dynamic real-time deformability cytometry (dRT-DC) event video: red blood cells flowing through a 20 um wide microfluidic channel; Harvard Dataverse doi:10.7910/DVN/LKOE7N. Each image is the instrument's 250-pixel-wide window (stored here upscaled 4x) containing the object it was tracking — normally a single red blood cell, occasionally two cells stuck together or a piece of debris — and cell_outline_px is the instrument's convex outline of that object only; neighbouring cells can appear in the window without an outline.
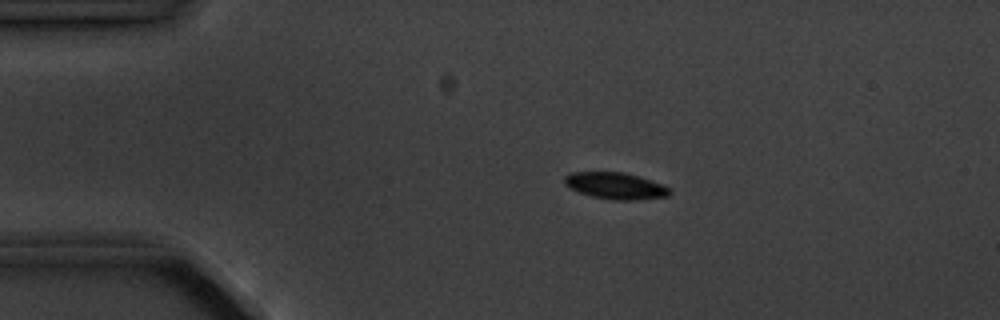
{"species": "common noctule bat (a hibernating species)", "species_latin": "Nyctalus noctula", "temperature_condition": "cold", "stored_images_in_passage": 8, "camera_frame_rate_fps": 3000, "um_per_image_px": 0.085, "animal": {"sex": "male", "body_mass_g": 20.1, "forearm_length_mm": 53.5}, "frame": {"image": 1, "passage_image": 3, "time_ms": 2.333, "image_size_px": [1000, 320], "cell_outline_px": [[672, 192], [668, 196], [636, 200], [612, 200], [592, 196], [580, 192], [564, 184], [564, 176], [572, 172], [624, 172], [660, 184], [668, 188]], "centroid_in_image_um": [52.29, 15.8], "position_along_channel_um": 32.7, "area_um2": 16.01}}
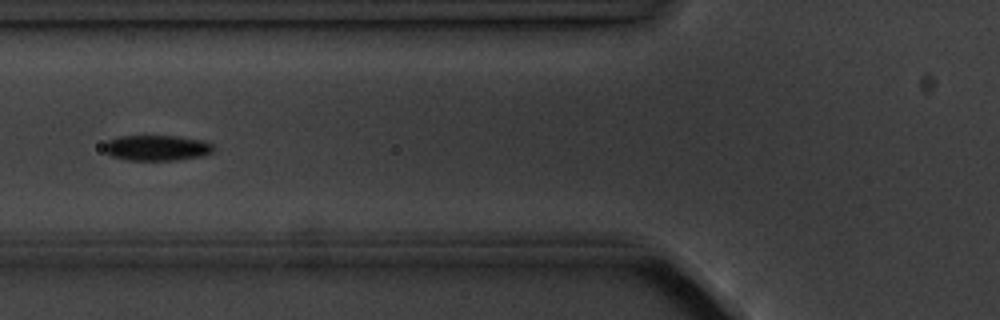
{"frame": {"image": 2, "passage_image": 6, "time_ms": 5.667, "image_size_px": [1000, 320], "cell_outline_px": [[212, 152], [204, 156], [176, 160], [128, 160], [112, 156], [104, 152], [104, 144], [108, 140], [120, 136], [176, 136], [204, 140], [212, 144]], "centroid_in_image_um": [13.32, 12.57], "position_along_channel_um": 112.5, "area_um2": 16.3}}
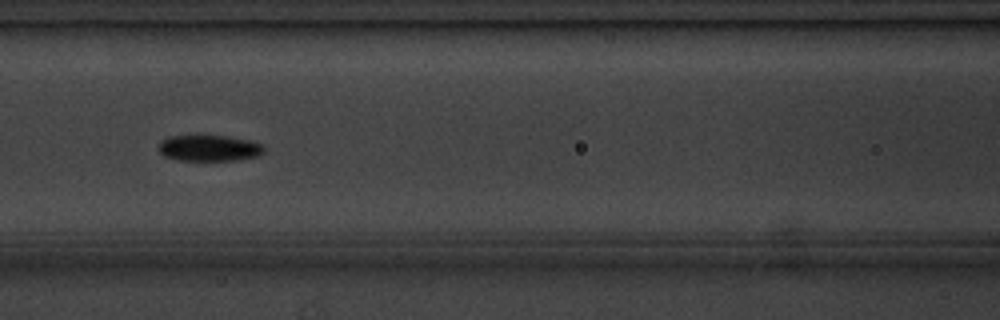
{"frame": {"image": 3, "passage_image": 7, "time_ms": 6.667, "image_size_px": [1000, 320], "cell_outline_px": [[264, 152], [260, 156], [240, 160], [176, 160], [164, 156], [160, 152], [160, 140], [168, 136], [196, 132], [228, 136], [248, 140], [264, 144]], "centroid_in_image_um": [17.77, 12.53], "position_along_channel_um": 148.8, "area_um2": 16.99}}